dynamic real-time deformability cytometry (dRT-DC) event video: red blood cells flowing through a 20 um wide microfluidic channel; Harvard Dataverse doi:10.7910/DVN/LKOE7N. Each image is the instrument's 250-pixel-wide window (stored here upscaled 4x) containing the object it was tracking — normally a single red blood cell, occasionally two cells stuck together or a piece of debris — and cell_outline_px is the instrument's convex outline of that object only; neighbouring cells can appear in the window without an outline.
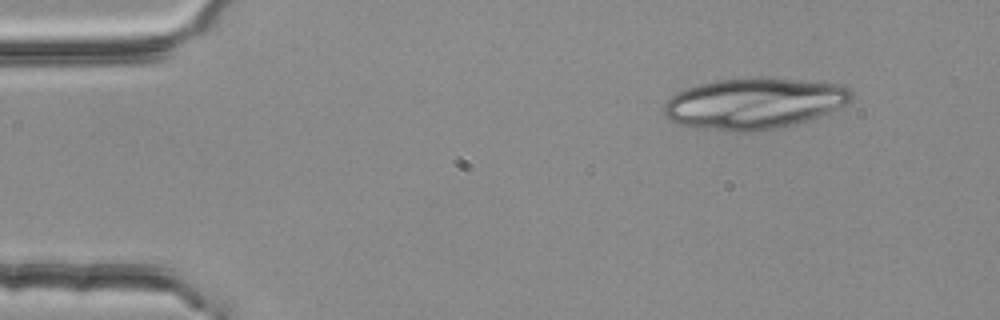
{"species": "common noctule bat (a hibernating species)", "species_latin": "Nyctalus noctula", "temperature_condition": "room temperature", "stored_images_in_passage": 3, "segment_of_instrument_passage": [2, 2], "camera_frame_rate_fps": 3000, "um_per_image_px": 0.085, "animal": {"sex": "female", "body_mass_g": 25.1}, "frame": {"image": 1, "passage_image": 3, "time_ms": 0.667, "image_size_px": [1000, 320], "cell_outline_px": [[852, 100], [820, 116], [808, 120], [792, 124], [772, 128], [748, 132], [736, 132], [680, 124], [668, 120], [664, 116], [664, 104], [676, 92], [684, 88], [716, 80], [796, 80], [844, 84], [852, 92]], "centroid_in_image_um": [64.08, 8.81], "position_along_channel_um": 20.9, "area_um2": 54.39}}